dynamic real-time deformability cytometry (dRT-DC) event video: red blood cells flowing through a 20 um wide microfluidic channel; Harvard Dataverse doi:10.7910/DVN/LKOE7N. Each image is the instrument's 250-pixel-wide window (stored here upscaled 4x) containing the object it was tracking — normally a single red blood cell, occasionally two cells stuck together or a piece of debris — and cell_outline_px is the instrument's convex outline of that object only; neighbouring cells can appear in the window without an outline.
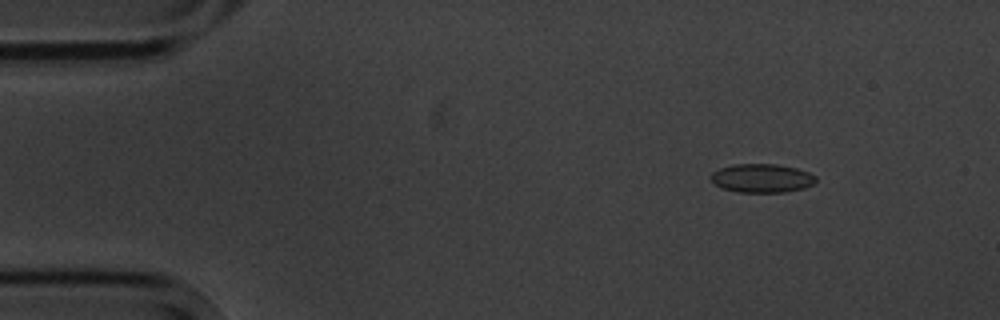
{"species": "common noctule bat (a hibernating species)", "species_latin": "Nyctalus noctula", "temperature_condition": "cold", "stored_images_in_passage": 7, "camera_frame_rate_fps": 3000, "um_per_image_px": 0.085, "animal": {"sex": "male", "body_mass_g": 20.1, "forearm_length_mm": 53.5}, "frame": {"image": 1, "passage_image": 2, "time_ms": 1.333, "image_size_px": [1000, 320], "cell_outline_px": [[816, 184], [804, 188], [784, 192], [736, 192], [720, 188], [708, 176], [712, 172], [720, 168], [732, 164], [776, 164], [796, 168], [808, 172], [816, 176]], "centroid_in_image_um": [64.75, 15.15], "position_along_channel_um": 20.3, "area_um2": 17.74}}
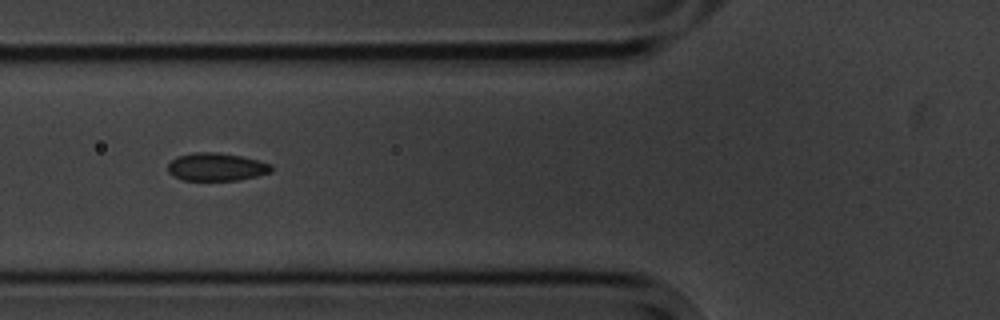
{"frame": {"image": 2, "passage_image": 6, "time_ms": 6.0, "image_size_px": [1000, 320], "cell_outline_px": [[272, 172], [256, 176], [236, 180], [184, 180], [168, 172], [168, 164], [176, 156], [192, 152], [216, 152], [240, 156], [272, 164]], "centroid_in_image_um": [18.38, 14.18], "position_along_channel_um": 107.4, "area_um2": 16.7}}
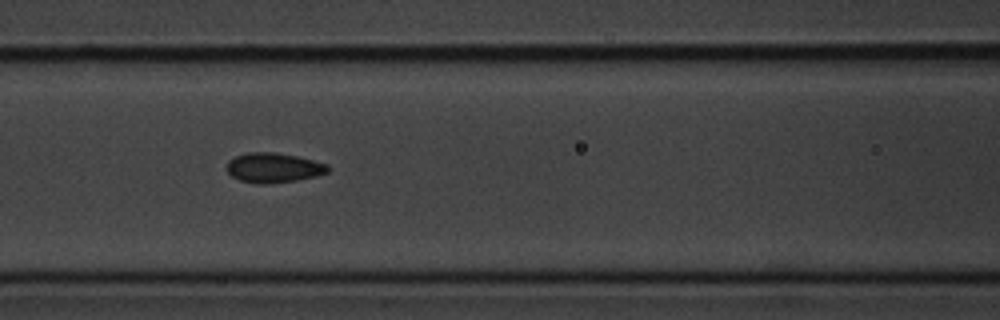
{"frame": {"image": 3, "passage_image": 7, "time_ms": 7.0, "image_size_px": [1000, 320], "cell_outline_px": [[328, 172], [316, 176], [296, 180], [264, 184], [256, 184], [240, 180], [232, 176], [228, 172], [228, 160], [244, 152], [276, 152], [296, 156], [328, 164]], "centroid_in_image_um": [23.23, 14.25], "position_along_channel_um": 143.4, "area_um2": 17.46}}